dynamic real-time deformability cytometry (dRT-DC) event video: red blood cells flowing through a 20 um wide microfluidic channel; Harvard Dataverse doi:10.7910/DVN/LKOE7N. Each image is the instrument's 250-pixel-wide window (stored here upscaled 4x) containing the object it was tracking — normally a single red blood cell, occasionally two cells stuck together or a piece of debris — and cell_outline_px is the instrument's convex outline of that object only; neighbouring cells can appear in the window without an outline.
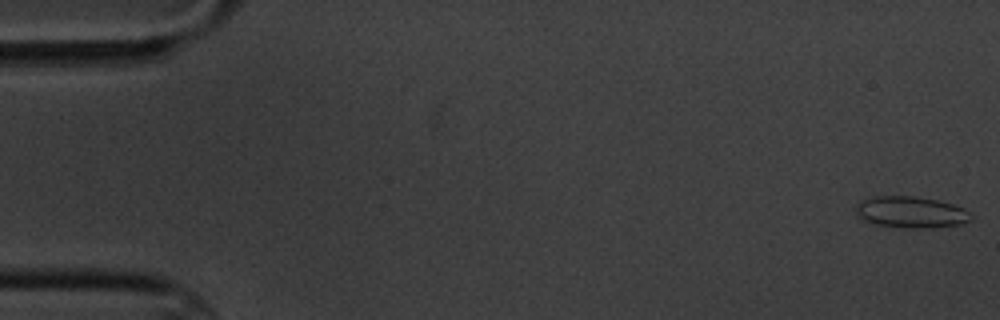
{"species": "common noctule bat (a hibernating species)", "species_latin": "Nyctalus noctula", "temperature_condition": "cold", "stored_images_in_passage": 4, "camera_frame_rate_fps": 3000, "um_per_image_px": 0.085, "animal": {"sex": "male", "body_mass_g": 20.1, "forearm_length_mm": 53.5}, "frame": {"image": 1, "passage_image": 1, "time_ms": 0.0, "image_size_px": [1000, 320], "cell_outline_px": [[972, 220], [964, 224], [936, 228], [908, 228], [876, 224], [864, 220], [856, 212], [856, 204], [860, 200], [872, 196], [912, 196], [936, 200], [952, 204], [964, 208], [972, 216]], "centroid_in_image_um": [77.46, 18.04], "position_along_channel_um": 7.5, "area_um2": 21.21}}